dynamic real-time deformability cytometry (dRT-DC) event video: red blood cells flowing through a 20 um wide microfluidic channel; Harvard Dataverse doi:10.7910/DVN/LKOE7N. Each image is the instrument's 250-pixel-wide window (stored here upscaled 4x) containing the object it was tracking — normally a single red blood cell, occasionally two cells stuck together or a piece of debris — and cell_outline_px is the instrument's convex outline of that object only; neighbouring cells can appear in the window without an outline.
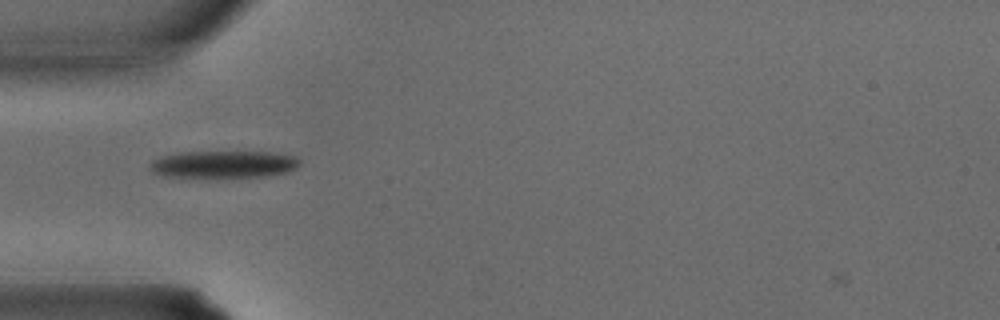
{"species": "common noctule bat (a hibernating species)", "species_latin": "Nyctalus noctula", "temperature_condition": "warm", "stored_images_in_passage": 25, "camera_frame_rate_fps": 3000, "um_per_image_px": 0.085, "animal": {"sex": "male", "body_mass_g": 15.6}, "frame": {"image": 1, "passage_image": 2, "time_ms": 0.333, "image_size_px": [1000, 320], "cell_outline_px": [[300, 164], [296, 168], [288, 172], [264, 176], [164, 176], [152, 172], [148, 168], [148, 164], [152, 160], [160, 156], [180, 152], [268, 152], [296, 156], [300, 160]], "centroid_in_image_um": [18.98, 13.95], "position_along_channel_um": 66.0, "area_um2": 23.52}}
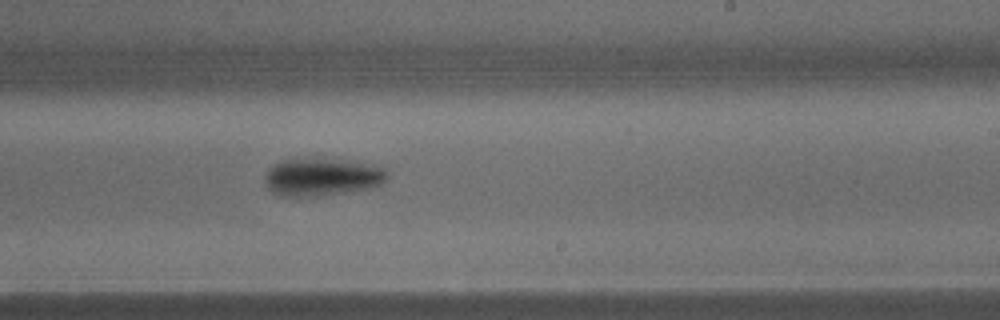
{"frame": {"image": 2, "passage_image": 12, "time_ms": 3.667, "image_size_px": [1000, 320], "cell_outline_px": [[388, 176], [384, 184], [368, 188], [344, 192], [316, 196], [284, 196], [272, 192], [268, 188], [264, 180], [264, 176], [268, 168], [272, 164], [280, 160], [332, 160], [380, 164], [388, 172]], "centroid_in_image_um": [27.39, 15.05], "position_along_channel_um": 261.6, "area_um2": 26.7}}
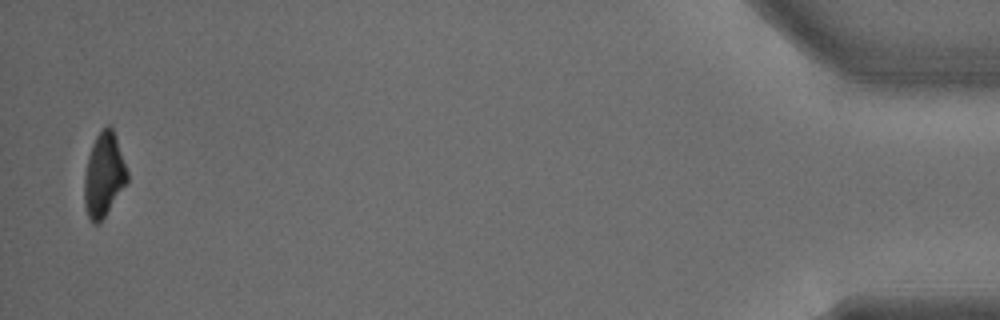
{"frame": {"image": 3, "passage_image": 25, "time_ms": 8.0, "image_size_px": [1000, 320], "cell_outline_px": [[128, 180], [104, 216], [96, 224], [92, 224], [88, 216], [84, 204], [84, 176], [88, 156], [92, 144], [96, 136], [108, 124], [112, 128], [116, 136], [128, 172]], "centroid_in_image_um": [8.81, 14.85], "position_along_channel_um": 426.4, "area_um2": 20.69}}